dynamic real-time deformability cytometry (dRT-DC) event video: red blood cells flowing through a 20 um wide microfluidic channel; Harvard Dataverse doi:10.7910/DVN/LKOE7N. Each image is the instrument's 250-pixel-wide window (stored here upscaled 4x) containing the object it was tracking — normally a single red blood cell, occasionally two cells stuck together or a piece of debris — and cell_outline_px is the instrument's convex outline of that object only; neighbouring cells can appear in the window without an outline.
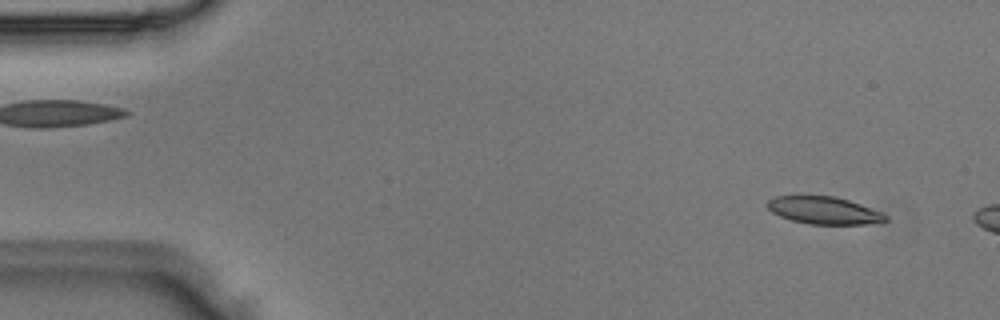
{"species": "Egyptian fruit bat (a non-hibernating species)", "species_latin": "Rousettus aegyptiacus", "temperature_condition": "room temperature", "stored_images_in_passage": 8, "camera_frame_rate_fps": 3000, "um_per_image_px": 0.085, "animal": {"sex": "male"}, "frame": {"image": 1, "passage_image": 3, "time_ms": 0.667, "image_size_px": [1000, 320], "cell_outline_px": [[888, 220], [864, 224], [808, 224], [792, 220], [780, 216], [772, 212], [764, 204], [772, 196], [832, 196], [848, 200], [884, 212], [888, 216]], "centroid_in_image_um": [70.02, 17.88], "position_along_channel_um": 15.0, "area_um2": 18.9}}